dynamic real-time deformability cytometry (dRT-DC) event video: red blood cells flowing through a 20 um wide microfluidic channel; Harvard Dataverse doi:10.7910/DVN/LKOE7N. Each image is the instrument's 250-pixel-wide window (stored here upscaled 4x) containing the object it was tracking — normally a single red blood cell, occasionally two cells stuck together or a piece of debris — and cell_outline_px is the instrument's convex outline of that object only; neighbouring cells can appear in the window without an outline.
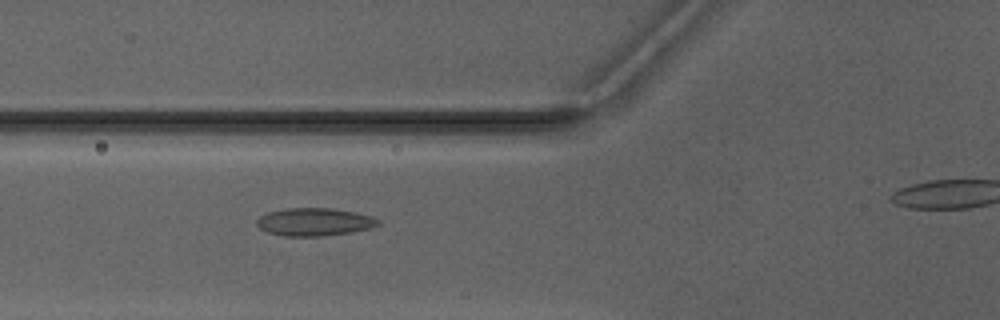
{"species": "Egyptian fruit bat (a non-hibernating species)", "species_latin": "Rousettus aegyptiacus", "temperature_condition": "warm", "stored_images_in_passage": 7, "camera_frame_rate_fps": 3000, "um_per_image_px": 0.085, "animal": {"sex": "male"}, "frame": {"image": 1, "passage_image": 2, "time_ms": 1.0, "image_size_px": [1000, 320], "cell_outline_px": [[380, 224], [368, 228], [352, 232], [324, 236], [284, 236], [268, 232], [260, 228], [256, 224], [256, 220], [260, 216], [268, 212], [284, 208], [332, 208], [372, 216], [380, 220]], "centroid_in_image_um": [26.7, 18.86], "position_along_channel_um": 99.1, "area_um2": 19.65}}
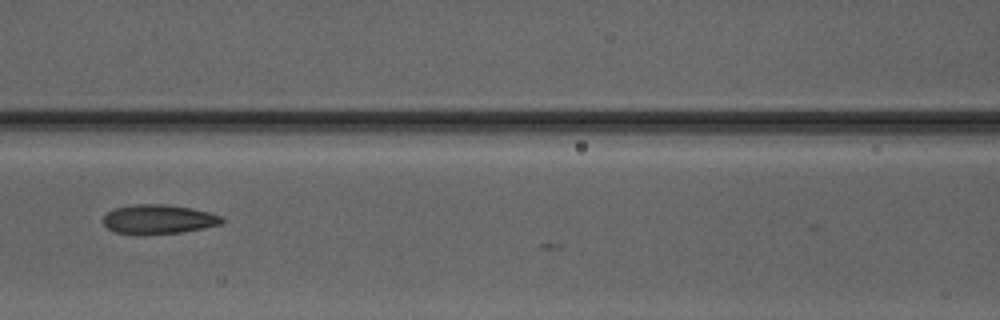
{"frame": {"image": 2, "passage_image": 4, "time_ms": 4.333, "image_size_px": [1000, 320], "cell_outline_px": [[224, 224], [204, 228], [180, 232], [144, 236], [136, 236], [116, 232], [108, 228], [104, 224], [104, 216], [108, 212], [116, 208], [136, 204], [164, 204], [192, 208], [212, 212], [224, 216]], "centroid_in_image_um": [13.53, 18.66], "position_along_channel_um": 153.1, "area_um2": 20.75}}